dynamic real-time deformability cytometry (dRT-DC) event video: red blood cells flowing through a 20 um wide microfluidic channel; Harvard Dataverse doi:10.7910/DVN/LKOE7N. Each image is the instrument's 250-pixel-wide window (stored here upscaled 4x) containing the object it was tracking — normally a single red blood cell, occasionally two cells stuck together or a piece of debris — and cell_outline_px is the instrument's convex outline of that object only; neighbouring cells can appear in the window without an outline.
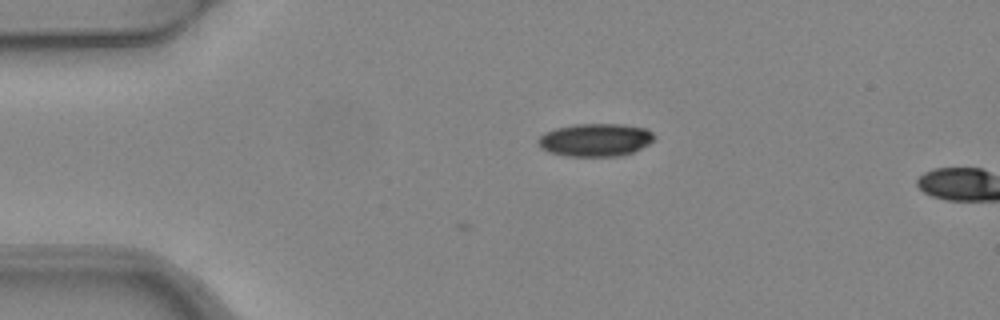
{"species": "common noctule bat (a hibernating species)", "species_latin": "Nyctalus noctula", "temperature_condition": "warm", "stored_images_in_passage": 5, "camera_frame_rate_fps": 3000, "um_per_image_px": 0.085, "animal": {"sex": "female", "body_mass_g": 24.6, "forearm_length_mm": 56.2}, "frame": {"image": 1, "passage_image": 3, "time_ms": 0.667, "image_size_px": [1000, 320], "cell_outline_px": [[656, 136], [648, 144], [632, 152], [620, 156], [568, 156], [548, 152], [540, 148], [536, 144], [536, 140], [544, 132], [556, 128], [572, 124], [624, 124], [648, 128]], "centroid_in_image_um": [50.57, 11.88], "position_along_channel_um": 34.4, "area_um2": 22.54}}
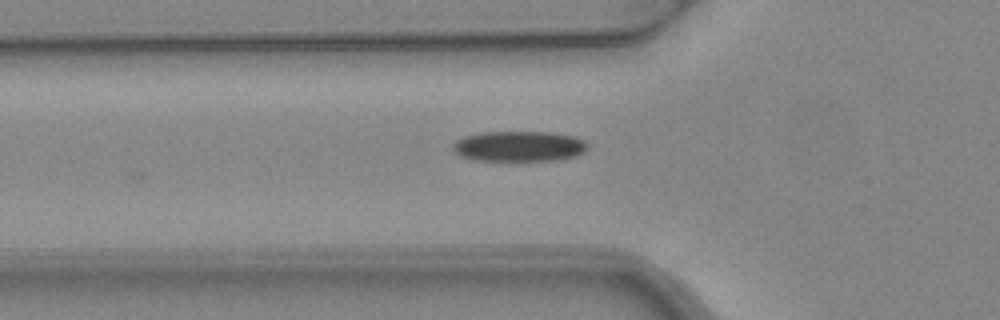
{"frame": {"image": 2, "passage_image": 5, "time_ms": 1.333, "image_size_px": [1000, 320], "cell_outline_px": [[588, 148], [584, 152], [576, 156], [556, 160], [476, 160], [460, 156], [452, 148], [452, 144], [456, 140], [464, 136], [484, 132], [552, 132], [576, 136], [584, 140], [588, 144]], "centroid_in_image_um": [44.15, 12.42], "position_along_channel_um": 81.7, "area_um2": 23.99}}